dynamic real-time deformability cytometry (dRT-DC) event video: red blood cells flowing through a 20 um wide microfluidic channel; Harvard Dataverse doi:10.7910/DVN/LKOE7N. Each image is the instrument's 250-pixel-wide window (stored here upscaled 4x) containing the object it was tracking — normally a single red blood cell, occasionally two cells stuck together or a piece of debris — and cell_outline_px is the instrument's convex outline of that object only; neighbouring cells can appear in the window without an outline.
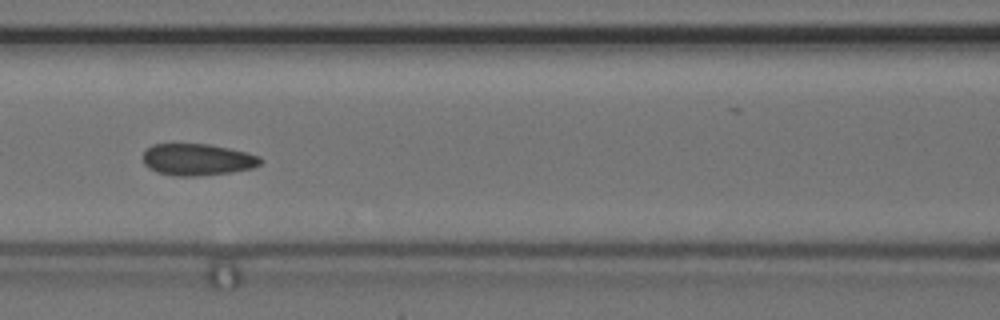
{"species": "common noctule bat (a hibernating species)", "species_latin": "Nyctalus noctula", "temperature_condition": "cold", "stored_images_in_passage": 56, "camera_frame_rate_fps": 3000, "um_per_image_px": 0.085, "animal": {"sex": "female", "body_mass_g": 24.6, "forearm_length_mm": 56.2}, "frame": {"image": 1, "passage_image": 25, "time_ms": 8.0, "image_size_px": [1000, 320], "cell_outline_px": [[264, 160], [260, 164], [252, 168], [232, 172], [196, 176], [172, 176], [156, 172], [148, 168], [144, 164], [144, 152], [152, 144], [208, 144], [248, 152], [260, 156]], "centroid_in_image_um": [16.79, 13.57], "position_along_channel_um": 149.8, "area_um2": 21.85}}
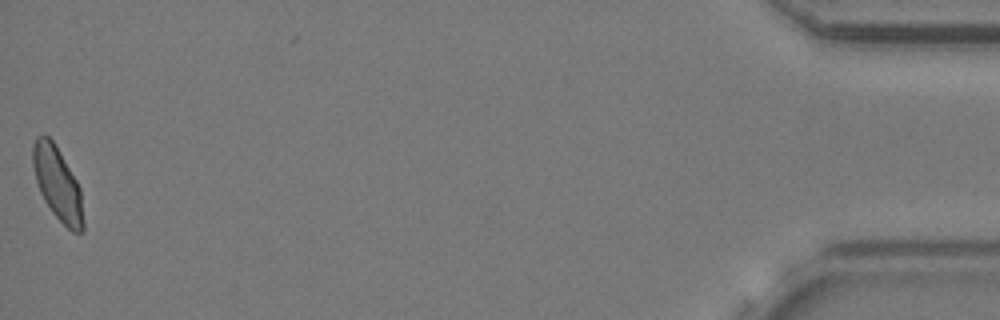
{"frame": {"image": 2, "passage_image": 56, "time_ms": 18.333, "image_size_px": [1000, 320], "cell_outline_px": [[84, 232], [72, 232], [52, 212], [44, 200], [40, 192], [36, 180], [32, 164], [32, 144], [36, 136], [44, 132], [52, 140], [76, 180], [80, 188], [84, 220]], "centroid_in_image_um": [4.88, 15.6], "position_along_channel_um": 430.3, "area_um2": 21.5}, "authors_computed_cell_mechanics": {"area_um2": 22.3108, "velocity_mm_per_s": 3.6549, "shape_relaxation_time_tau1_ms": null, "shape_relaxation_time_tau2_ms": 1.337, "deformation_change_tau1": null, "deformation_change_tau2": 0.072}}